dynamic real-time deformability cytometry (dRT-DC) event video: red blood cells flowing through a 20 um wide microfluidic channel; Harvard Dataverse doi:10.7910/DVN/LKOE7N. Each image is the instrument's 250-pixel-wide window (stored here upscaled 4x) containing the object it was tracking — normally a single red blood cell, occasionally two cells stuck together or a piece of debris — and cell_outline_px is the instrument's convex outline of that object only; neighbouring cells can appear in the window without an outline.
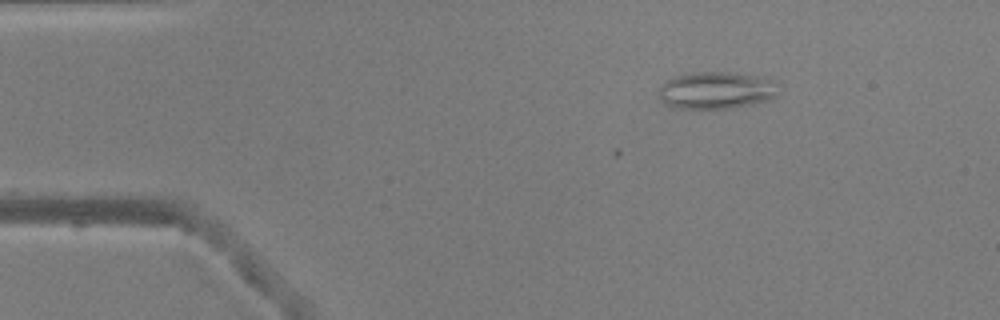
{"species": "common noctule bat (a hibernating species)", "species_latin": "Nyctalus noctula", "temperature_condition": "warm", "stored_images_in_passage": 3, "camera_frame_rate_fps": 3000, "um_per_image_px": 0.085, "animal": {"sex": "male", "body_mass_g": 20.5, "forearm_length_mm": 52.5}, "frame": {"image": 1, "passage_image": 1, "time_ms": 0.0, "image_size_px": [1000, 320], "cell_outline_px": [[780, 84], [776, 96], [768, 100], [752, 104], [732, 108], [672, 108], [660, 96], [660, 84], [676, 76], [692, 72], [732, 72], [760, 76], [776, 80]], "centroid_in_image_um": [60.97, 7.66], "position_along_channel_um": 24.0, "area_um2": 26.07}}